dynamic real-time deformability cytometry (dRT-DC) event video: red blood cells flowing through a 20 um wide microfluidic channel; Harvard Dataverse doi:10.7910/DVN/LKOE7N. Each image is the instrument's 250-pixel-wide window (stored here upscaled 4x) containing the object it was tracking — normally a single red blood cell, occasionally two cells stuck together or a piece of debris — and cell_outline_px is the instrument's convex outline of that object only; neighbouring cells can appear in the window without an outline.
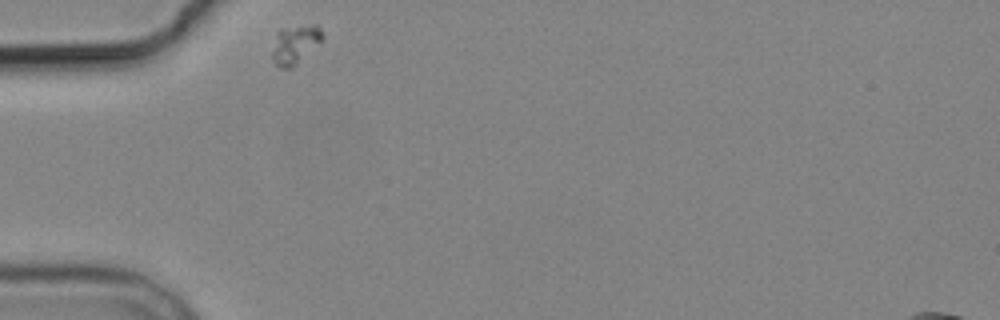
{"species": "common noctule bat (a hibernating species)", "species_latin": "Nyctalus noctula", "temperature_condition": "cold", "stored_images_in_passage": 8, "camera_frame_rate_fps": 3000, "um_per_image_px": 0.085, "animal": {"sex": "male", "body_mass_g": 19.2, "forearm_length_mm": 51.8}, "frame": {"image": 1, "passage_image": 1, "time_ms": 0.0, "image_size_px": [1000, 320], "cell_outline_px": [[324, 40], [292, 68], [280, 68], [272, 60], [272, 52], [276, 32], [280, 28], [312, 24], [316, 24], [320, 28], [324, 36]], "centroid_in_image_um": [25.1, 3.76], "position_along_channel_um": 59.9, "area_um2": 11.62}}
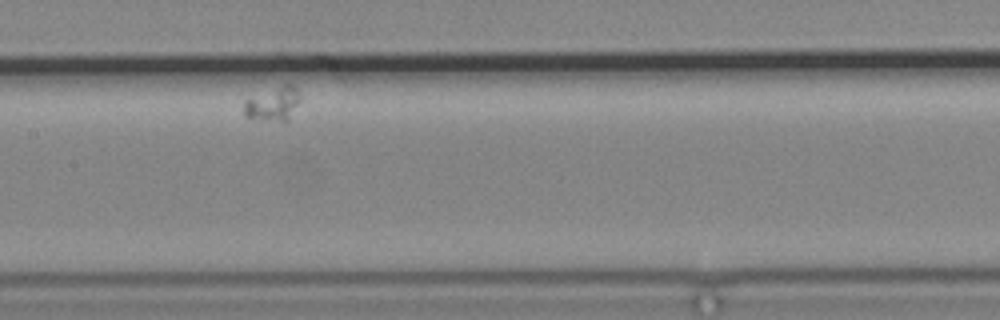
{"frame": {"image": 2, "passage_image": 5, "time_ms": 4.667, "image_size_px": [1000, 320], "cell_outline_px": [[296, 104], [288, 120], [280, 120], [244, 116], [244, 100], [284, 84], [292, 84], [296, 88]], "centroid_in_image_um": [23.15, 8.8], "position_along_channel_um": 184.2, "area_um2": 10.17}}
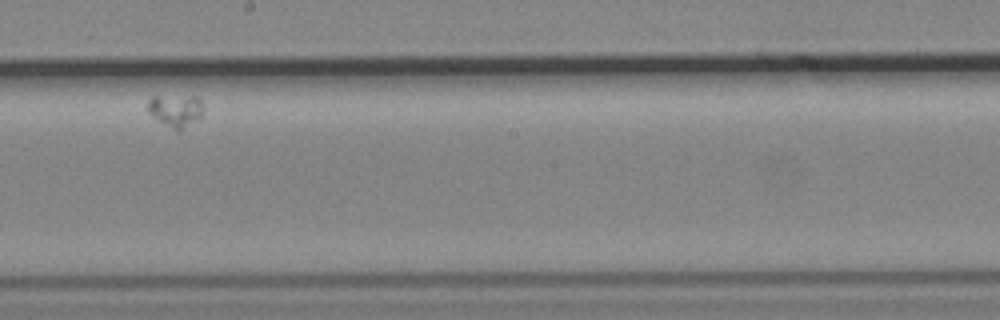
{"frame": {"image": 3, "passage_image": 6, "time_ms": 6.333, "image_size_px": [1000, 320], "cell_outline_px": [[204, 112], [200, 116], [180, 132], [160, 120], [148, 112], [148, 100], [152, 96], [196, 96], [200, 100], [204, 108]], "centroid_in_image_um": [14.96, 9.36], "position_along_channel_um": 233.2, "area_um2": 10.29}}